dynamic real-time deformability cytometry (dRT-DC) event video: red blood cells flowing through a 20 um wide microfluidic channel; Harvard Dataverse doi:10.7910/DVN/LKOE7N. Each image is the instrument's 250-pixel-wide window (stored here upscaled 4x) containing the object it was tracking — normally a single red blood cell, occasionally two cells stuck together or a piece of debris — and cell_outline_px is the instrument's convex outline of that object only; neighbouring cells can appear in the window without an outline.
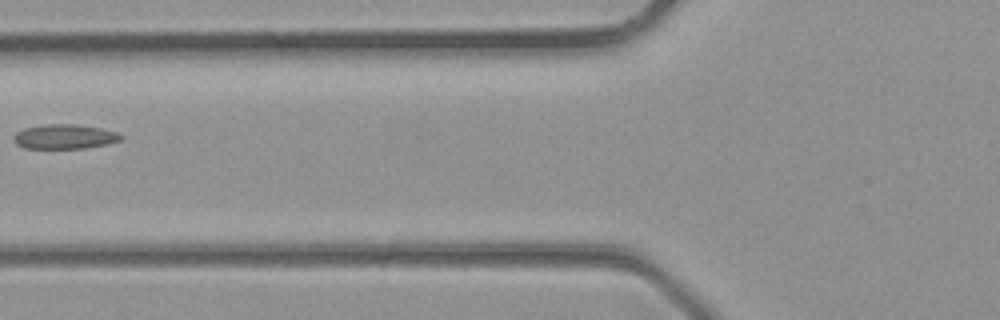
{"species": "common noctule bat (a hibernating species)", "species_latin": "Nyctalus noctula", "temperature_condition": "room temperature", "stored_images_in_passage": 5, "camera_frame_rate_fps": 3000, "um_per_image_px": 0.085, "animal": {"sex": "male", "body_mass_g": 23.1, "forearm_length_mm": 52.7}, "frame": {"image": 1, "passage_image": 5, "time_ms": 1.333, "image_size_px": [1000, 320], "cell_outline_px": [[124, 136], [120, 140], [108, 144], [84, 148], [24, 148], [16, 144], [12, 140], [12, 136], [16, 132], [24, 128], [44, 124], [76, 124], [100, 128], [116, 132]], "centroid_in_image_um": [5.45, 11.61], "position_along_channel_um": 120.3, "area_um2": 15.43}}